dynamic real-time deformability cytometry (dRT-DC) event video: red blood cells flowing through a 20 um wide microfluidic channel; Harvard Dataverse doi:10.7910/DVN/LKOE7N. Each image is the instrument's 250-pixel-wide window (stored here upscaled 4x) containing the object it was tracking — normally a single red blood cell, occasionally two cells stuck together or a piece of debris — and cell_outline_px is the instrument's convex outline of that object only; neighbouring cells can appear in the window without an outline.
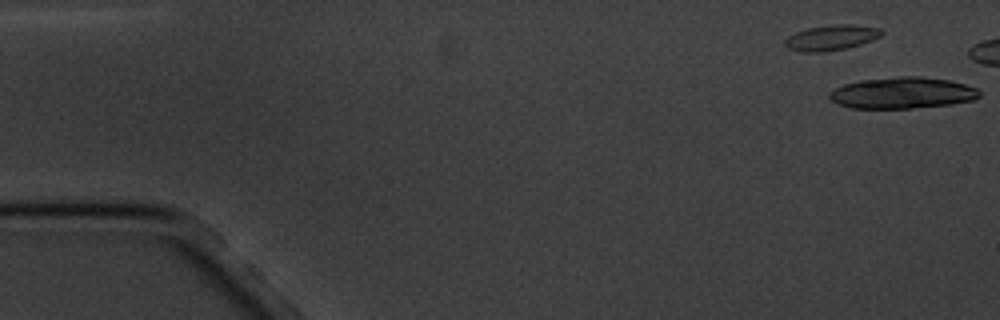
{"species": "common noctule bat (a hibernating species)", "species_latin": "Nyctalus noctula", "temperature_condition": "cold", "stored_images_in_passage": 8, "segment_of_instrument_passage": [2, 2], "camera_frame_rate_fps": 3000, "um_per_image_px": 0.085, "animal": {"sex": "male", "body_mass_g": 20.1, "forearm_length_mm": 53.5}, "frame": {"image": 1, "passage_image": 2, "time_ms": 1.333, "image_size_px": [1000, 320], "cell_outline_px": [[980, 96], [976, 100], [952, 104], [908, 108], [852, 108], [840, 104], [832, 100], [828, 96], [828, 92], [844, 84], [860, 80], [900, 76], [920, 76], [948, 80], [964, 84], [976, 88], [980, 92]], "centroid_in_image_um": [76.72, 7.89], "position_along_channel_um": 8.3, "area_um2": 27.34}}
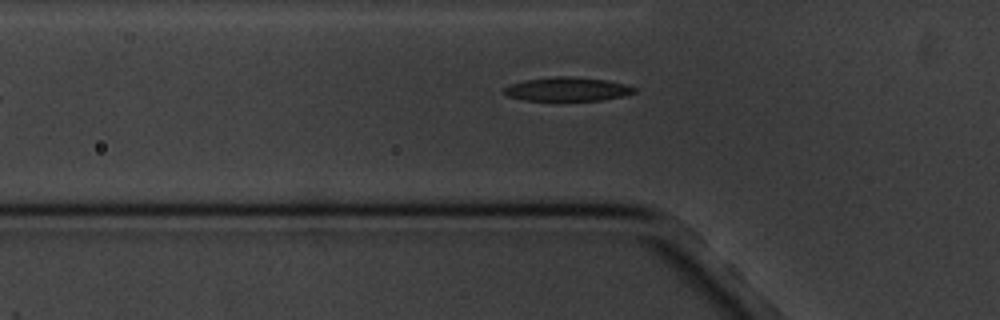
{"frame": {"image": 2, "passage_image": 8, "time_ms": 9.0, "image_size_px": [1000, 320], "cell_outline_px": [[636, 92], [620, 96], [600, 100], [524, 100], [508, 96], [504, 92], [504, 88], [508, 84], [528, 80], [556, 76], [568, 76], [604, 80], [624, 84], [636, 88]], "centroid_in_image_um": [48.19, 7.58], "position_along_channel_um": 77.6, "area_um2": 17.69}}